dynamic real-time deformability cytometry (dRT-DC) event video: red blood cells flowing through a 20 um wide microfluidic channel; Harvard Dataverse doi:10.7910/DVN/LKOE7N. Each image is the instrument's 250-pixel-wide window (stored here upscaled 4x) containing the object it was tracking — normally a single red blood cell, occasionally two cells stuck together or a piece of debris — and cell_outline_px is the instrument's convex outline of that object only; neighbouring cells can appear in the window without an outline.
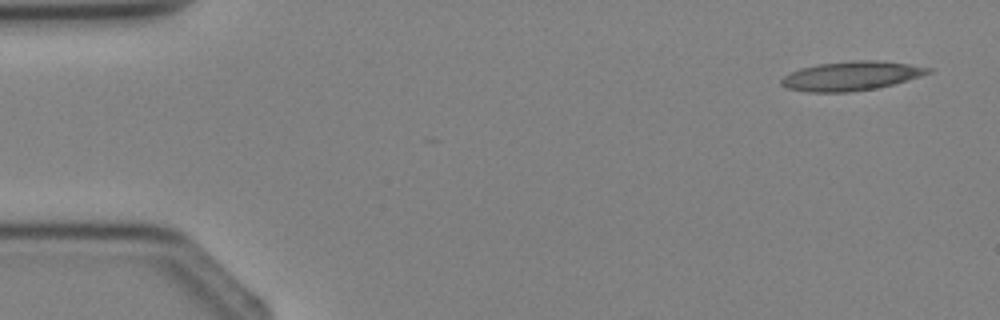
{"species": "Egyptian fruit bat (a non-hibernating species)", "species_latin": "Rousettus aegyptiacus", "temperature_condition": "cold", "stored_images_in_passage": 3, "camera_frame_rate_fps": 3000, "um_per_image_px": 0.085, "animal": {"sex": "female"}, "frame": {"image": 1, "passage_image": 1, "time_ms": 0.0, "image_size_px": [1000, 320], "cell_outline_px": [[936, 68], [932, 72], [920, 76], [892, 84], [876, 88], [848, 92], [808, 92], [788, 88], [780, 84], [780, 80], [784, 76], [800, 68], [816, 64], [852, 60], [876, 60], [908, 64]], "centroid_in_image_um": [72.36, 6.44], "position_along_channel_um": 12.6, "area_um2": 24.91}}
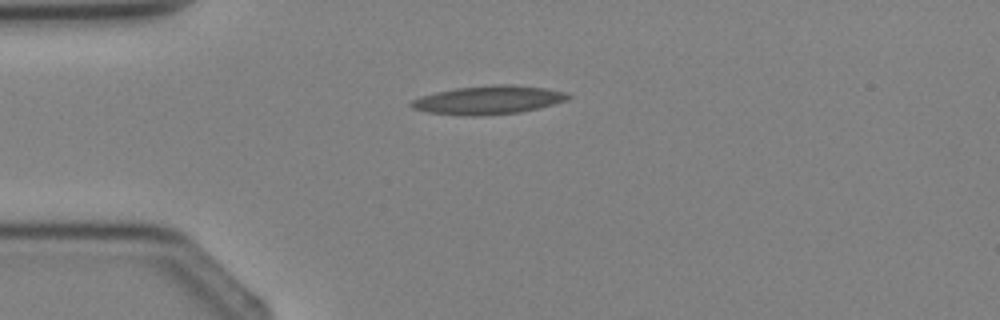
{"frame": {"image": 2, "passage_image": 3, "time_ms": 2.333, "image_size_px": [1000, 320], "cell_outline_px": [[572, 96], [568, 100], [540, 108], [520, 112], [480, 116], [464, 116], [428, 112], [412, 108], [408, 104], [412, 100], [420, 96], [436, 92], [456, 88], [492, 84], [504, 84], [548, 88], [564, 92]], "centroid_in_image_um": [41.51, 8.5], "position_along_channel_um": 43.5, "area_um2": 26.24}}